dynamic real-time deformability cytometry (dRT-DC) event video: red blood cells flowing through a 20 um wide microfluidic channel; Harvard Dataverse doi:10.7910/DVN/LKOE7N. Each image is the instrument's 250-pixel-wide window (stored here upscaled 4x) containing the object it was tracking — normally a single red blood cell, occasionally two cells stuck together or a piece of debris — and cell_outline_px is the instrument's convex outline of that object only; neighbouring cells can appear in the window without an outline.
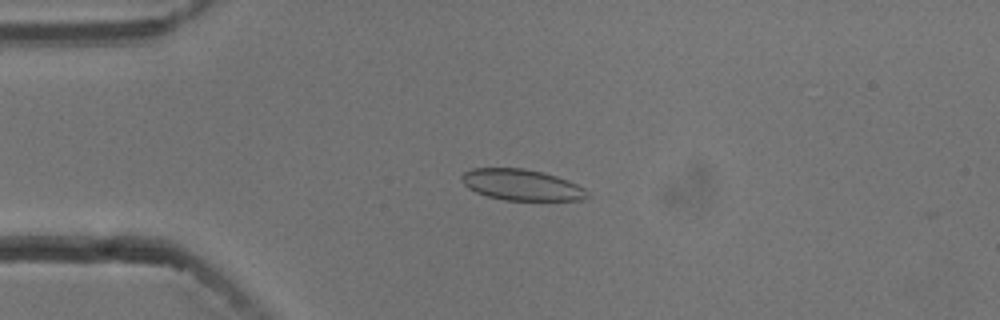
{"species": "common noctule bat (a hibernating species)", "species_latin": "Nyctalus noctula", "temperature_condition": "cold", "stored_images_in_passage": 53, "camera_frame_rate_fps": 3000, "um_per_image_px": 0.085, "animal": {"sex": "male", "body_mass_g": 13.3}, "frame": {"image": 1, "passage_image": 12, "time_ms": 3.667, "image_size_px": [1000, 320], "cell_outline_px": [[588, 196], [584, 200], [504, 200], [488, 196], [476, 192], [468, 188], [464, 184], [460, 176], [464, 172], [472, 168], [524, 168], [556, 176], [568, 180], [584, 188], [588, 192]], "centroid_in_image_um": [44.33, 15.71], "position_along_channel_um": 40.7, "area_um2": 22.66}}
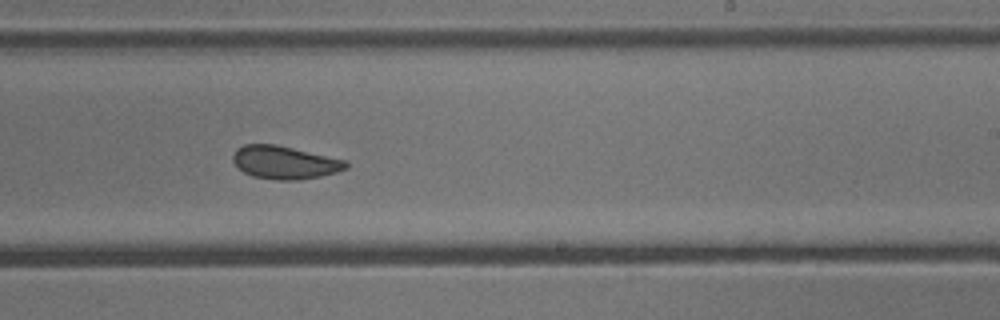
{"frame": {"image": 2, "passage_image": 32, "time_ms": 10.333, "image_size_px": [1000, 320], "cell_outline_px": [[348, 168], [336, 172], [320, 176], [300, 180], [280, 180], [252, 176], [244, 172], [232, 160], [232, 156], [236, 148], [244, 144], [276, 144], [348, 160]], "centroid_in_image_um": [24.22, 13.8], "position_along_channel_um": 264.8, "area_um2": 21.85}}
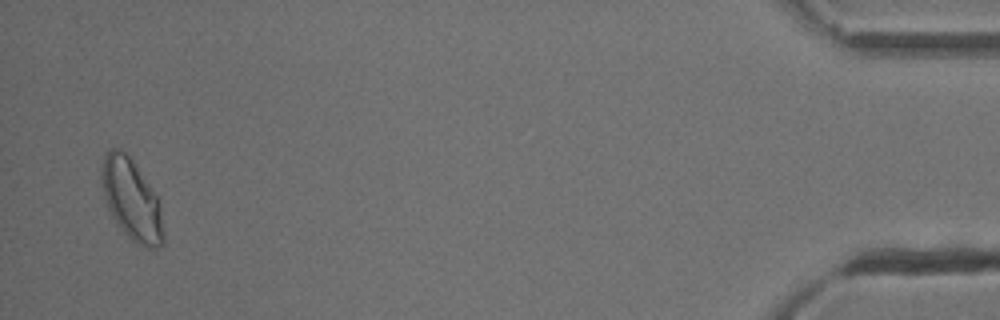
{"frame": {"image": 3, "passage_image": 52, "time_ms": 17.0, "image_size_px": [1000, 320], "cell_outline_px": [[164, 244], [160, 248], [148, 248], [132, 240], [124, 232], [112, 216], [108, 208], [104, 196], [100, 176], [100, 168], [104, 156], [108, 148], [120, 148], [136, 164], [160, 200], [164, 232]], "centroid_in_image_um": [11.2, 16.96], "position_along_channel_um": 424.0, "area_um2": 29.48}, "authors_computed_cell_mechanics": {"area_um2": 22.8888, "velocity_mm_per_s": 3.727, "shape_relaxation_time_tau1_ms": null, "shape_relaxation_time_tau2_ms": 2.5181, "deformation_change_tau1": null, "deformation_change_tau2": 0.0558}}